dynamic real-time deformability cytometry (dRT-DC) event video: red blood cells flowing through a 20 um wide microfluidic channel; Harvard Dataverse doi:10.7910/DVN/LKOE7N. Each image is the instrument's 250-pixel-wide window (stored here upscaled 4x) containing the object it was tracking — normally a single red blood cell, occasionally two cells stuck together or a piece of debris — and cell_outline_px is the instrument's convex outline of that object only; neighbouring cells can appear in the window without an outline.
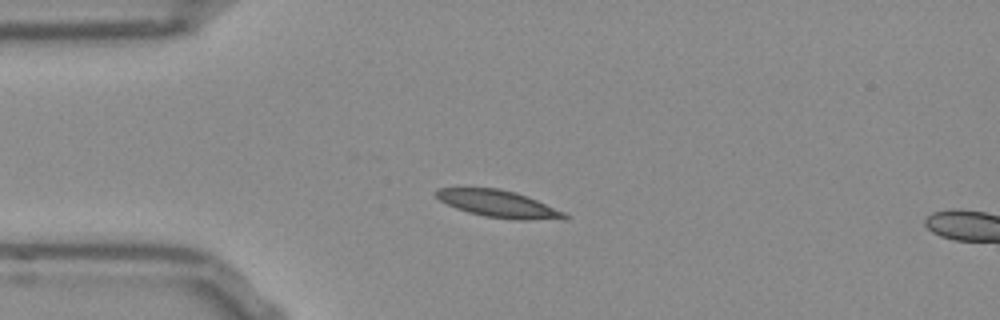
{"species": "Egyptian fruit bat (a non-hibernating species)", "species_latin": "Rousettus aegyptiacus", "temperature_condition": "room temperature", "stored_images_in_passage": 5, "camera_frame_rate_fps": 3000, "um_per_image_px": 0.085, "frame": {"image": 1, "passage_image": 2, "time_ms": 0.333, "image_size_px": [1000, 320], "cell_outline_px": [[568, 216], [564, 220], [512, 220], [484, 216], [468, 212], [456, 208], [440, 200], [436, 196], [436, 192], [440, 188], [500, 188], [516, 192], [536, 200], [564, 212]], "centroid_in_image_um": [42.41, 17.35], "position_along_channel_um": 42.6, "area_um2": 20.17}}